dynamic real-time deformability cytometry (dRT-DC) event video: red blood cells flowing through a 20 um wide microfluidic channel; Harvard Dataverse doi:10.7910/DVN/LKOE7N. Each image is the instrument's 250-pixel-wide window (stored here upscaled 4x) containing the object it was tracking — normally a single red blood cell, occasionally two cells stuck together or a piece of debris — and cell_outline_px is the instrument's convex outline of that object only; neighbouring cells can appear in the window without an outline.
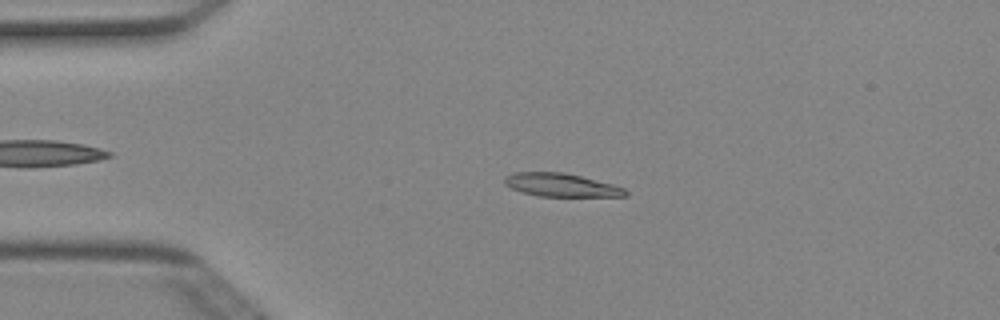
{"species": "Egyptian fruit bat (a non-hibernating species)", "species_latin": "Rousettus aegyptiacus", "temperature_condition": "cold", "stored_images_in_passage": 49, "camera_frame_rate_fps": 3000, "um_per_image_px": 0.085, "animal": {"sex": "female"}, "frame": {"image": 1, "passage_image": 10, "time_ms": 3.0, "image_size_px": [1000, 320], "cell_outline_px": [[628, 196], [540, 196], [524, 192], [512, 188], [504, 184], [504, 176], [512, 172], [564, 172], [612, 184], [624, 188], [628, 192]], "centroid_in_image_um": [47.68, 15.72], "position_along_channel_um": 37.3, "area_um2": 16.24}}
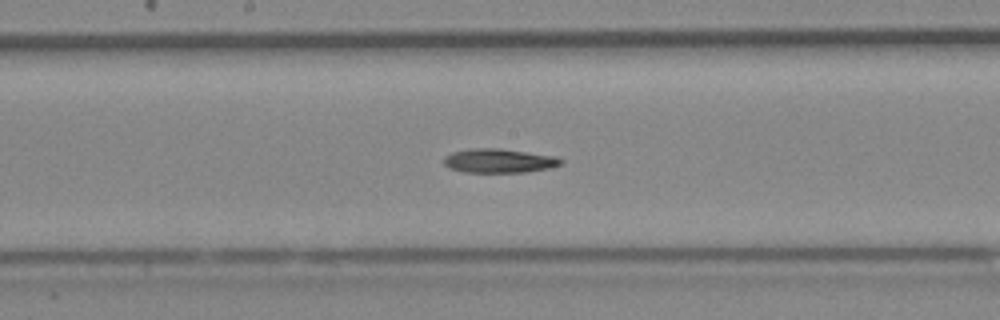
{"frame": {"image": 2, "passage_image": 25, "time_ms": 8.0, "image_size_px": [1000, 320], "cell_outline_px": [[564, 164], [548, 168], [524, 172], [464, 172], [448, 168], [444, 164], [444, 156], [452, 152], [472, 148], [500, 148], [556, 156], [564, 160]], "centroid_in_image_um": [42.42, 13.66], "position_along_channel_um": 205.8, "area_um2": 16.53}}
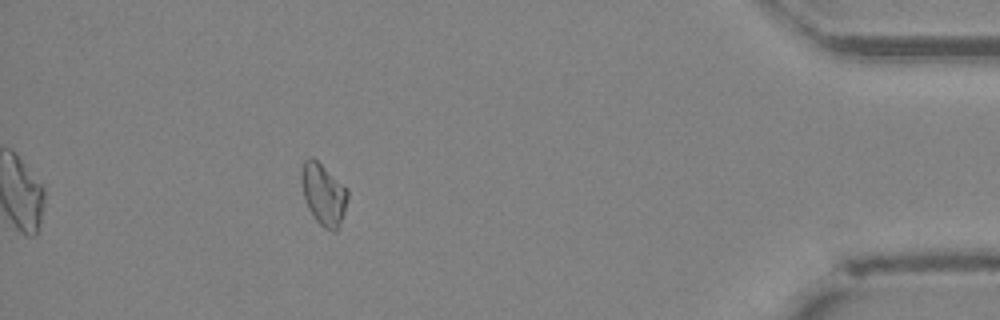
{"frame": {"image": 3, "passage_image": 44, "time_ms": 14.333, "image_size_px": [1000, 320], "cell_outline_px": [[348, 196], [344, 212], [336, 232], [332, 232], [324, 228], [316, 220], [308, 208], [304, 196], [300, 180], [300, 172], [304, 160], [312, 156], [348, 188]], "centroid_in_image_um": [27.48, 16.49], "position_along_channel_um": 407.7, "area_um2": 16.65}}